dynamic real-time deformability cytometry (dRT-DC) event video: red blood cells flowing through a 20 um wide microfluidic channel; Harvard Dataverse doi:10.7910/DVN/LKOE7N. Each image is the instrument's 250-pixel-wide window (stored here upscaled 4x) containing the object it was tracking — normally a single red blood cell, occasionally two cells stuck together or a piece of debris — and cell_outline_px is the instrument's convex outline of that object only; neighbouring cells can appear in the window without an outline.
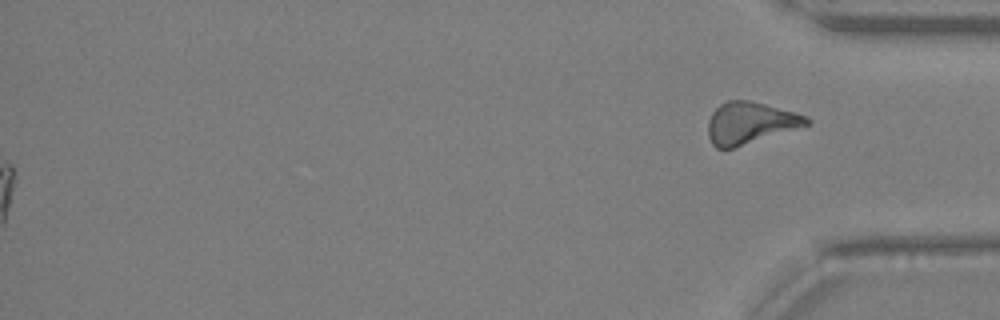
{"species": "Egyptian fruit bat (a non-hibernating species)", "species_latin": "Rousettus aegyptiacus", "temperature_condition": "warm", "stored_images_in_passage": 31, "segment_of_instrument_passage": [2, 2], "camera_frame_rate_fps": 3000, "um_per_image_px": 0.085, "animal": {"sex": "female"}, "frame": {"image": 1, "passage_image": 31, "time_ms": 10.0, "image_size_px": [1000, 320], "cell_outline_px": [[812, 124], [732, 148], [716, 148], [712, 144], [708, 136], [708, 120], [712, 112], [720, 104], [728, 100], [748, 100], [764, 104], [792, 112], [804, 116], [812, 120]], "centroid_in_image_um": [63.73, 10.45], "position_along_channel_um": 371.5, "area_um2": 23.7}}